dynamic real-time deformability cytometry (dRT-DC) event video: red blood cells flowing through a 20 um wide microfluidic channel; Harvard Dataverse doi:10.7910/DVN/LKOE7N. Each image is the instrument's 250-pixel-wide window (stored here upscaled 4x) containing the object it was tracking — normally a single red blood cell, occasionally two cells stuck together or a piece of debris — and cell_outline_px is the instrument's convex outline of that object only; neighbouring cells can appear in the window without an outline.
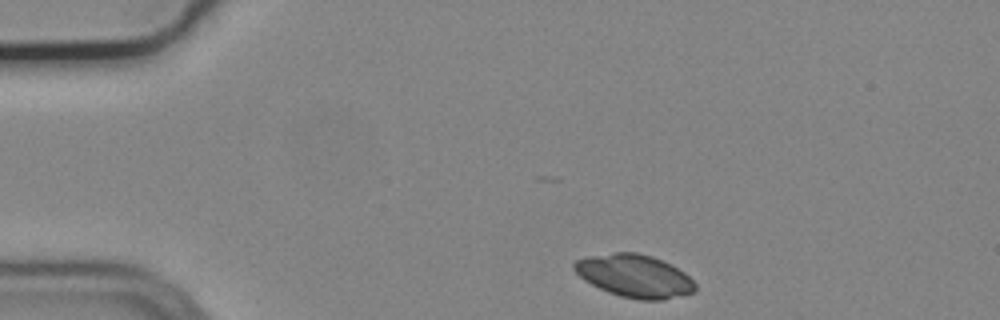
{"species": "common noctule bat (a hibernating species)", "species_latin": "Nyctalus noctula", "temperature_condition": "cold", "stored_images_in_passage": 4, "camera_frame_rate_fps": 3000, "um_per_image_px": 0.085, "animal": {"sex": "male", "body_mass_g": 19.2, "forearm_length_mm": 51.8}, "frame": {"image": 1, "passage_image": 1, "time_ms": 0.0, "image_size_px": [1000, 320], "cell_outline_px": [[696, 292], [664, 300], [640, 300], [620, 296], [608, 292], [584, 280], [572, 268], [572, 264], [576, 260], [588, 256], [616, 252], [636, 252], [652, 256], [672, 264], [684, 272], [696, 284]], "centroid_in_image_um": [53.95, 23.45], "position_along_channel_um": 31.0, "area_um2": 30.35}}